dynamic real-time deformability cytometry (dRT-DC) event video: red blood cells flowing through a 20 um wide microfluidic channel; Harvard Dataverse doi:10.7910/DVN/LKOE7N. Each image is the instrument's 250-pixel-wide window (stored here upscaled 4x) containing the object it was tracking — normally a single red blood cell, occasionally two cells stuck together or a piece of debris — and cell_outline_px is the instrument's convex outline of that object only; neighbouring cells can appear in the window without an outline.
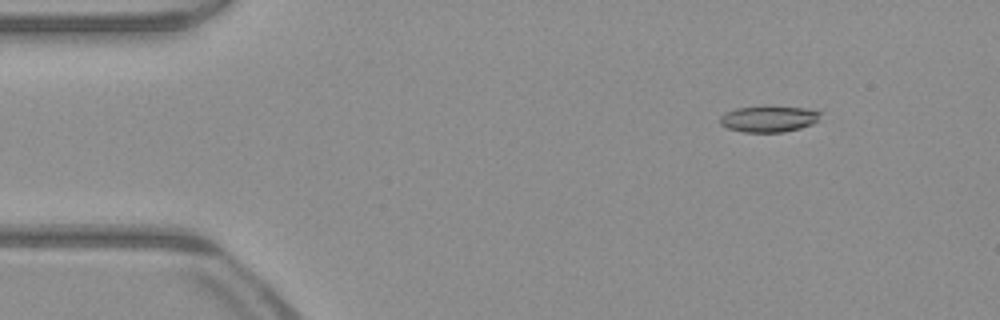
{"species": "common noctule bat (a hibernating species)", "species_latin": "Nyctalus noctula", "temperature_condition": "warm", "stored_images_in_passage": 46, "camera_frame_rate_fps": 3000, "um_per_image_px": 0.085, "animal": {"sex": "male", "body_mass_g": 23.1, "forearm_length_mm": 52.7}, "frame": {"image": 1, "passage_image": 1, "time_ms": 0.0, "image_size_px": [1000, 320], "cell_outline_px": [[824, 112], [812, 124], [800, 128], [784, 132], [744, 132], [728, 128], [720, 124], [720, 116], [724, 112], [736, 108], [764, 104], [768, 104], [804, 108]], "centroid_in_image_um": [65.33, 10.06], "position_along_channel_um": 19.7, "area_um2": 15.9}}
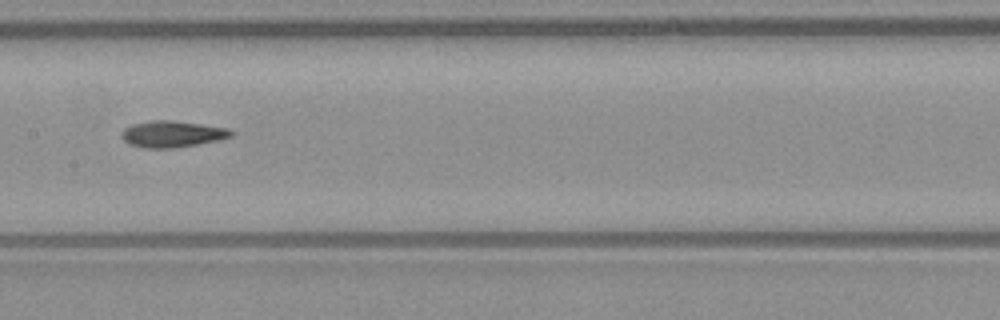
{"frame": {"image": 2, "passage_image": 20, "time_ms": 6.333, "image_size_px": [1000, 320], "cell_outline_px": [[236, 132], [232, 136], [220, 140], [172, 148], [144, 148], [132, 144], [124, 140], [120, 136], [120, 132], [124, 128], [132, 124], [152, 120], [172, 120], [228, 128]], "centroid_in_image_um": [14.64, 11.38], "position_along_channel_um": 192.8, "area_um2": 16.88}}
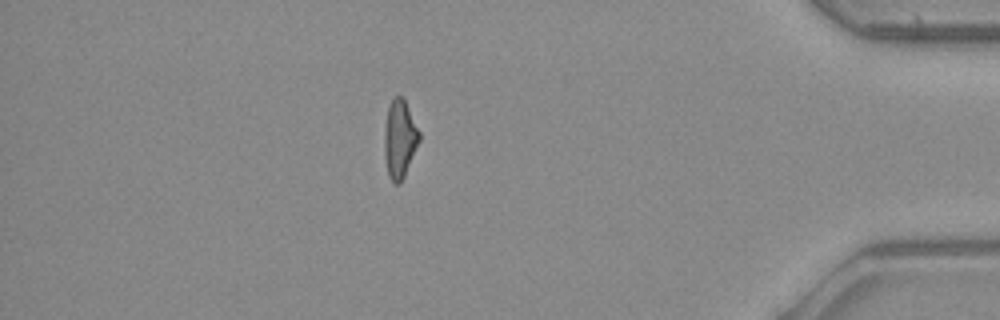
{"frame": {"image": 3, "passage_image": 39, "time_ms": 12.667, "image_size_px": [1000, 320], "cell_outline_px": [[420, 140], [404, 176], [400, 184], [396, 184], [388, 176], [384, 156], [384, 132], [388, 108], [392, 100], [396, 96], [404, 96], [420, 132]], "centroid_in_image_um": [33.98, 11.8], "position_along_channel_um": 401.2, "area_um2": 15.95}}